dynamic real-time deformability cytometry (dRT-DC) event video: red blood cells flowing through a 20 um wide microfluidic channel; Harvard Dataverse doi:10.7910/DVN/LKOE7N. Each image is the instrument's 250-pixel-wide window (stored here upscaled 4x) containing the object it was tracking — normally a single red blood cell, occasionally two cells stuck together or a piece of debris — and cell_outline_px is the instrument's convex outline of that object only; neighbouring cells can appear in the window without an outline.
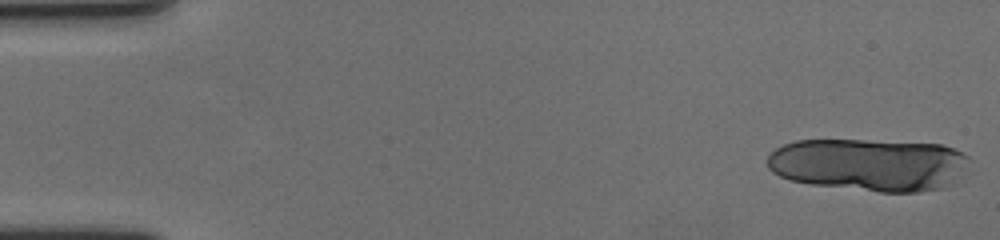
{"species": "human", "species_latin": "Homo sapiens", "temperature_condition": "cold", "stored_images_in_passage": 17, "camera_frame_rate_fps": 3000, "um_per_image_px": 0.085, "donor": {"sex": "female"}, "frame": {"image": 1, "passage_image": 1, "time_ms": 0.0, "image_size_px": [1000, 240], "cell_outline_px": [[972, 160], [956, 180], [944, 188], [920, 192], [880, 192], [812, 184], [792, 180], [780, 176], [772, 172], [768, 168], [768, 156], [776, 148], [784, 144], [796, 140], [864, 140], [944, 144], [968, 156]], "centroid_in_image_um": [73.9, 13.99], "position_along_channel_um": 11.1, "area_um2": 62.14}}